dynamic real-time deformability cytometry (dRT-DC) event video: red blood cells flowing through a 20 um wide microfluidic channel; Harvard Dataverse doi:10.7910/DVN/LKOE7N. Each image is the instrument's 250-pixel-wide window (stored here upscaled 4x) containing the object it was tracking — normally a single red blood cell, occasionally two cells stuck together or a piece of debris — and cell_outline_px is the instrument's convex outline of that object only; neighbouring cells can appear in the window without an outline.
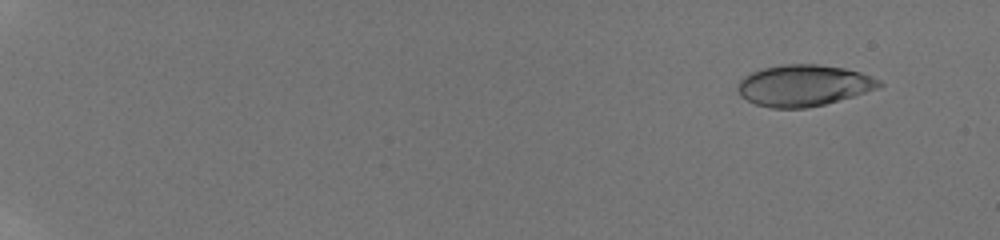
{"species": "human", "species_latin": "Homo sapiens", "temperature_condition": "room temperature", "stored_images_in_passage": 27, "camera_frame_rate_fps": 3000, "um_per_image_px": 0.085, "donor": {"sex": "male"}, "frame": {"image": 1, "passage_image": 5, "time_ms": 1.667, "image_size_px": [1000, 240], "cell_outline_px": [[884, 84], [876, 88], [852, 96], [824, 104], [808, 108], [768, 108], [756, 104], [740, 96], [736, 88], [736, 84], [744, 76], [752, 72], [764, 68], [784, 64], [816, 64], [844, 68], [860, 72], [880, 80]], "centroid_in_image_um": [68.26, 7.26], "position_along_channel_um": 16.7, "area_um2": 33.93}}
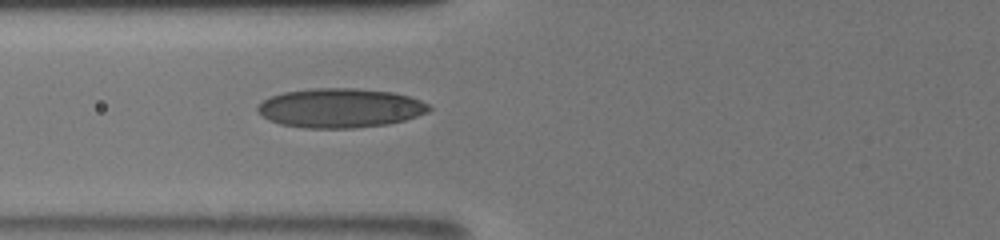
{"frame": {"image": 2, "passage_image": 20, "time_ms": 8.667, "image_size_px": [1000, 240], "cell_outline_px": [[432, 108], [428, 112], [404, 120], [388, 124], [352, 128], [304, 128], [280, 124], [268, 120], [256, 112], [256, 108], [264, 100], [272, 96], [284, 92], [312, 88], [352, 88], [392, 92], [408, 96], [420, 100], [428, 104]], "centroid_in_image_um": [28.89, 9.18], "position_along_channel_um": 96.9, "area_um2": 39.25}}
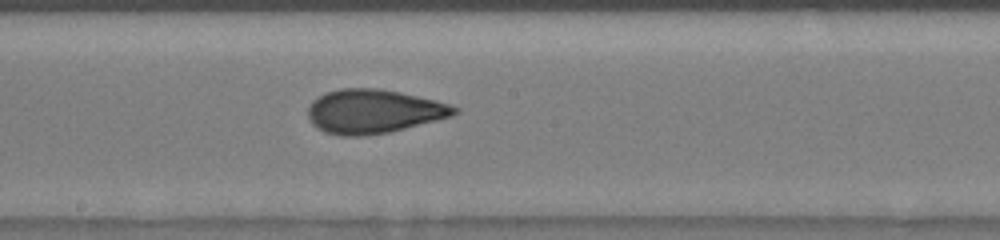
{"frame": {"image": 3, "passage_image": 27, "time_ms": 11.667, "image_size_px": [1000, 240], "cell_outline_px": [[460, 112], [452, 116], [388, 132], [364, 136], [340, 136], [324, 132], [316, 128], [312, 124], [308, 116], [308, 108], [312, 100], [328, 92], [340, 88], [376, 88], [400, 92], [436, 100], [460, 108]], "centroid_in_image_um": [31.74, 9.47], "position_along_channel_um": 216.5, "area_um2": 37.45}}